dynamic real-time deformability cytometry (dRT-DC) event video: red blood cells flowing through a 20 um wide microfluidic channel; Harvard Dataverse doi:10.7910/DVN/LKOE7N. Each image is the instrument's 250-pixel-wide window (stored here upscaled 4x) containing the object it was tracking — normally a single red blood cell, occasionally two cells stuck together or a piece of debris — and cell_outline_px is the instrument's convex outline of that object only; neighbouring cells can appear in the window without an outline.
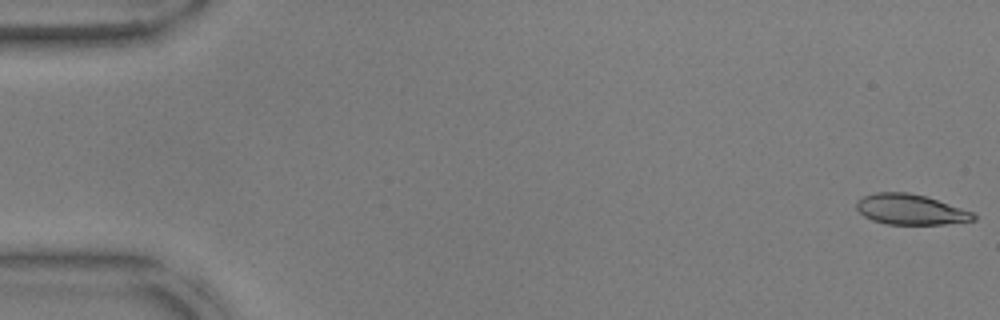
{"species": "common noctule bat (a hibernating species)", "species_latin": "Nyctalus noctula", "temperature_condition": "warm", "stored_images_in_passage": 53, "camera_frame_rate_fps": 3000, "um_per_image_px": 0.085, "animal": {"sex": "male", "body_mass_g": 17.9, "forearm_length_mm": 54.2}, "frame": {"image": 1, "passage_image": 1, "time_ms": 0.0, "image_size_px": [1000, 320], "cell_outline_px": [[976, 220], [944, 224], [888, 224], [872, 220], [864, 216], [856, 208], [856, 200], [864, 196], [876, 192], [908, 192], [924, 196], [972, 212], [976, 216]], "centroid_in_image_um": [77.35, 17.8], "position_along_channel_um": 7.7, "area_um2": 20.46}}
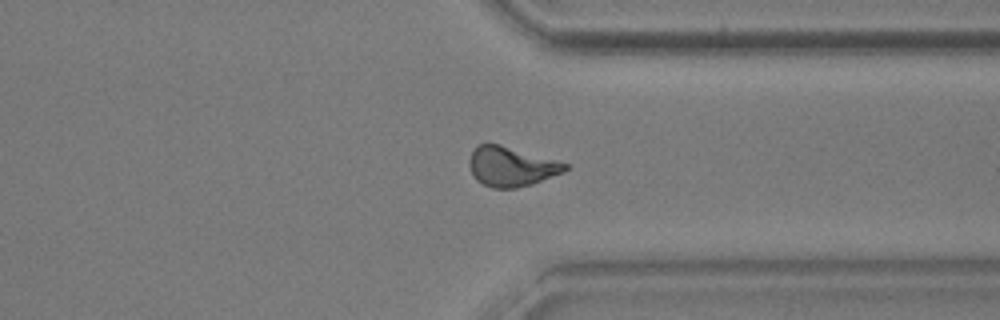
{"frame": {"image": 2, "passage_image": 41, "time_ms": 13.333, "image_size_px": [1000, 320], "cell_outline_px": [[568, 168], [564, 172], [532, 184], [516, 188], [492, 188], [476, 180], [468, 164], [468, 160], [476, 144], [500, 144], [556, 160], [568, 164]], "centroid_in_image_um": [43.44, 14.15], "position_along_channel_um": 368.0, "area_um2": 22.08}}
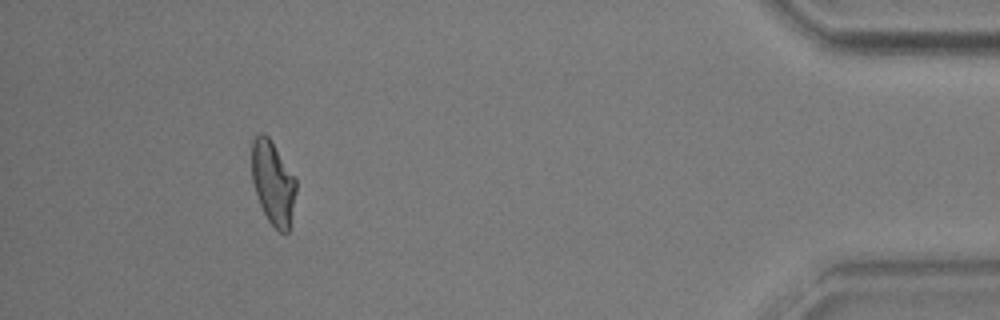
{"frame": {"image": 3, "passage_image": 49, "time_ms": 16.0, "image_size_px": [1000, 320], "cell_outline_px": [[296, 192], [288, 232], [280, 232], [268, 220], [260, 204], [252, 180], [252, 140], [260, 132], [264, 132], [268, 136], [296, 180]], "centroid_in_image_um": [23.19, 15.52], "position_along_channel_um": 412.0, "area_um2": 21.1}, "authors_computed_cell_mechanics": {"area_um2": 21.9062, "velocity_mm_per_s": 3.8038, "shape_relaxation_time_tau1_ms": 7.4278, "shape_relaxation_time_tau2_ms": 2.5069, "deformation_change_tau1": 0.2435, "deformation_change_tau2": 0.1078}}